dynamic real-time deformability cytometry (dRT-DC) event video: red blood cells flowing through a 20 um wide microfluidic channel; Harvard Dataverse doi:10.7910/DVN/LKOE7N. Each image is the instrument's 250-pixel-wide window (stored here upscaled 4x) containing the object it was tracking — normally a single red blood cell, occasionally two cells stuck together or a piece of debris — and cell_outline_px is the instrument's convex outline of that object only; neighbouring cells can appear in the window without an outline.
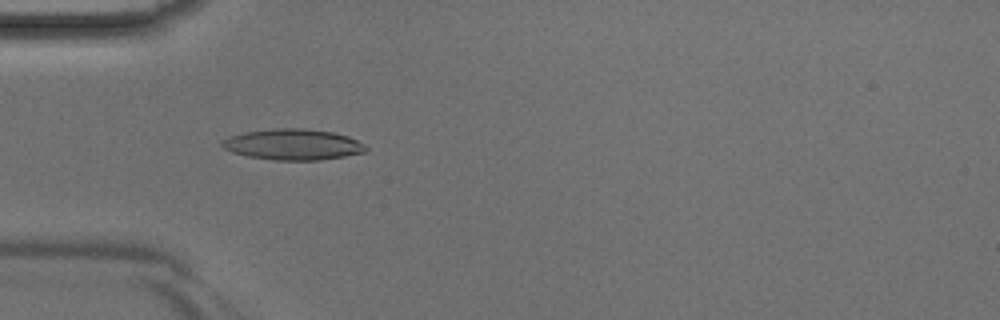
{"species": "Egyptian fruit bat (a non-hibernating species)", "species_latin": "Rousettus aegyptiacus", "temperature_condition": "room temperature", "stored_images_in_passage": 42, "camera_frame_rate_fps": 3000, "um_per_image_px": 0.085, "animal": {"sex": "male"}, "frame": {"image": 1, "passage_image": 12, "time_ms": 3.667, "image_size_px": [1000, 320], "cell_outline_px": [[368, 148], [364, 152], [344, 156], [320, 160], [276, 160], [248, 156], [232, 152], [224, 148], [220, 144], [220, 140], [228, 136], [244, 132], [276, 128], [304, 128], [332, 132], [348, 136], [364, 144]], "centroid_in_image_um": [24.87, 12.27], "position_along_channel_um": 60.1, "area_um2": 25.89}}
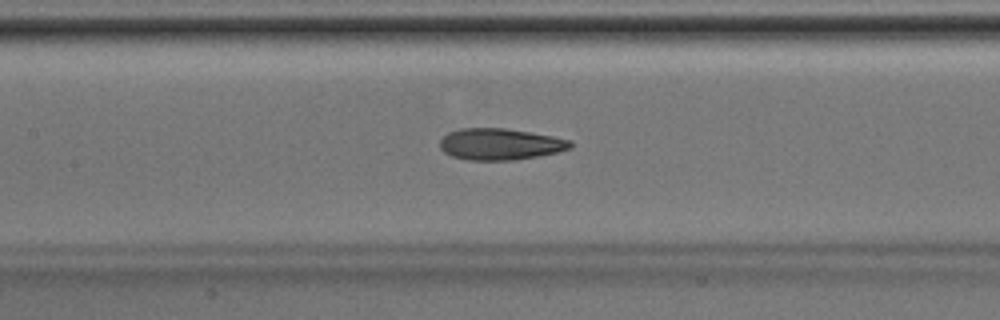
{"frame": {"image": 2, "passage_image": 19, "time_ms": 6.0, "image_size_px": [1000, 320], "cell_outline_px": [[572, 148], [556, 152], [516, 160], [468, 160], [452, 156], [444, 152], [440, 148], [440, 140], [448, 132], [460, 128], [504, 128], [552, 136], [572, 140]], "centroid_in_image_um": [42.49, 12.25], "position_along_channel_um": 164.9, "area_um2": 23.87}}
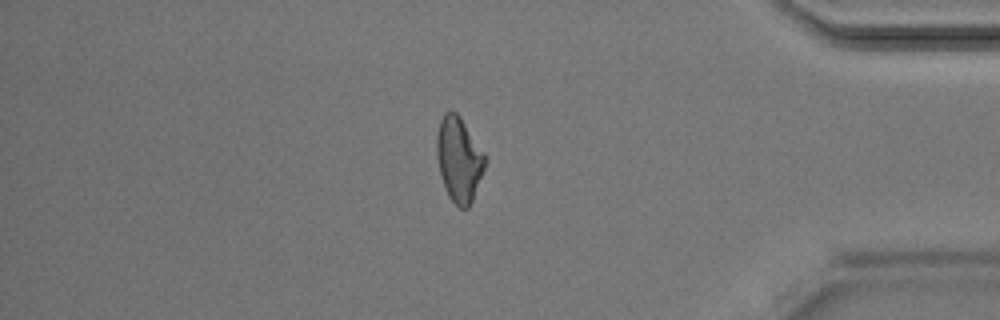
{"frame": {"image": 3, "passage_image": 36, "time_ms": 11.667, "image_size_px": [1000, 320], "cell_outline_px": [[488, 160], [472, 200], [468, 208], [460, 208], [448, 196], [444, 188], [440, 176], [436, 152], [436, 136], [440, 120], [444, 112], [456, 112], [460, 116], [484, 152]], "centroid_in_image_um": [39.01, 13.54], "position_along_channel_um": 396.2, "area_um2": 23.99}}